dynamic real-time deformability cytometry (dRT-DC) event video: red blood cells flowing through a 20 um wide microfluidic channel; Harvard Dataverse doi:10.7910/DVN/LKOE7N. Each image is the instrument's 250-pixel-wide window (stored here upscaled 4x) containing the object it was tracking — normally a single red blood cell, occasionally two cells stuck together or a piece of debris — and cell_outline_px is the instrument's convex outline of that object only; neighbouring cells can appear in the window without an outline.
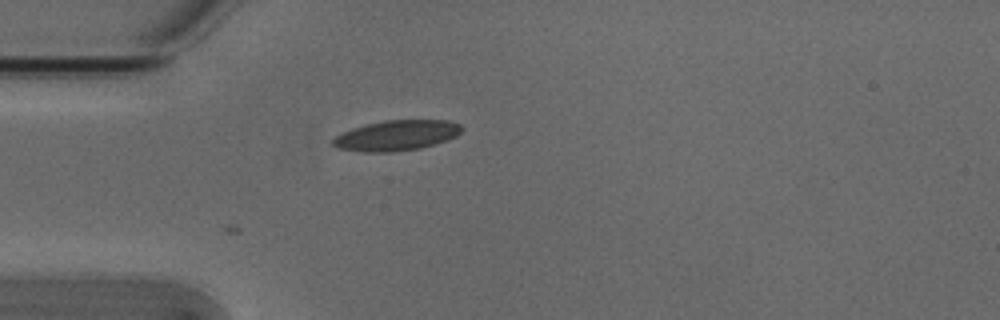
{"species": "Egyptian fruit bat (a non-hibernating species)", "species_latin": "Rousettus aegyptiacus", "temperature_condition": "cold", "stored_images_in_passage": 5, "camera_frame_rate_fps": 3000, "um_per_image_px": 0.085, "animal": {"sex": "male"}, "frame": {"image": 1, "passage_image": 1, "time_ms": 0.0, "image_size_px": [1000, 320], "cell_outline_px": [[464, 128], [456, 136], [448, 140], [420, 148], [388, 152], [364, 152], [340, 148], [332, 144], [332, 140], [336, 136], [352, 128], [384, 120], [448, 120], [460, 124]], "centroid_in_image_um": [33.74, 11.5], "position_along_channel_um": 51.3, "area_um2": 22.6}}
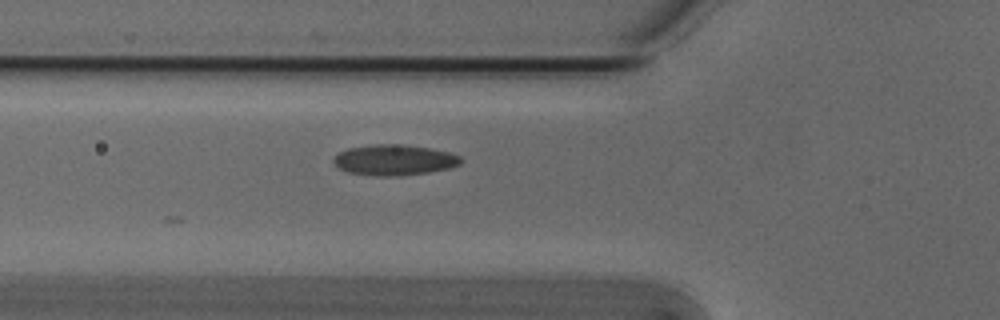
{"frame": {"image": 2, "passage_image": 5, "time_ms": 1.333, "image_size_px": [1000, 320], "cell_outline_px": [[464, 160], [460, 164], [448, 168], [428, 172], [396, 176], [376, 176], [348, 172], [340, 168], [332, 160], [340, 152], [348, 148], [376, 144], [404, 144], [428, 148], [448, 152], [460, 156]], "centroid_in_image_um": [33.53, 13.59], "position_along_channel_um": 92.3, "area_um2": 22.54}}